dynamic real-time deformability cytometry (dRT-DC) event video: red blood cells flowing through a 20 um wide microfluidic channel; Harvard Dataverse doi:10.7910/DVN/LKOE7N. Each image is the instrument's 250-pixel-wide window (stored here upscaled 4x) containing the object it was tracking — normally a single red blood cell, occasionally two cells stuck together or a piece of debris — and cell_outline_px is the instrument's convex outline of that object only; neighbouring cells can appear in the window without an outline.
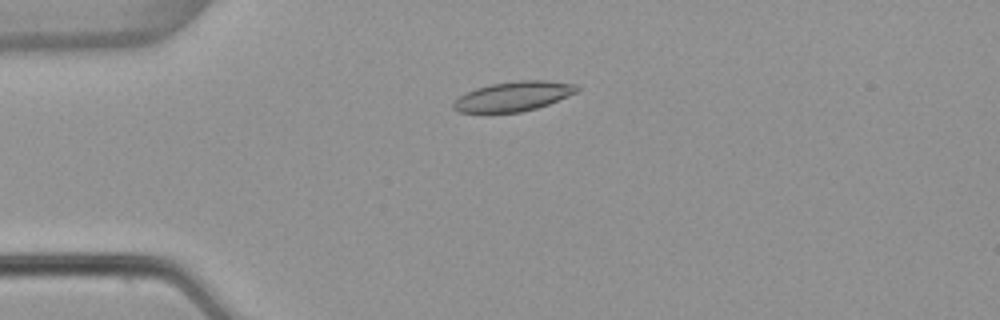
{"species": "common noctule bat (a hibernating species)", "species_latin": "Nyctalus noctula", "temperature_condition": "warm", "stored_images_in_passage": 53, "camera_frame_rate_fps": 3000, "um_per_image_px": 0.085, "animal": {"sex": "female", "body_mass_g": 22.7, "forearm_length_mm": 54.2}, "frame": {"image": 1, "passage_image": 13, "time_ms": 4.0, "image_size_px": [1000, 320], "cell_outline_px": [[580, 88], [576, 92], [548, 104], [536, 108], [520, 112], [460, 112], [452, 108], [452, 104], [460, 96], [476, 88], [492, 84], [520, 80], [548, 80], [576, 84]], "centroid_in_image_um": [43.66, 8.18], "position_along_channel_um": 41.3, "area_um2": 21.04}}
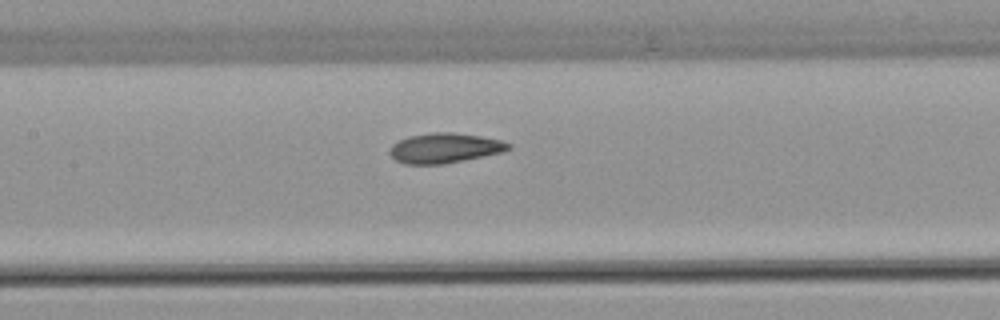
{"frame": {"image": 2, "passage_image": 25, "time_ms": 8.0, "image_size_px": [1000, 320], "cell_outline_px": [[512, 148], [504, 152], [444, 164], [404, 164], [396, 160], [388, 152], [392, 144], [408, 136], [428, 132], [452, 132], [480, 136], [500, 140], [512, 144]], "centroid_in_image_um": [37.8, 12.58], "position_along_channel_um": 169.6, "area_um2": 20.87}}
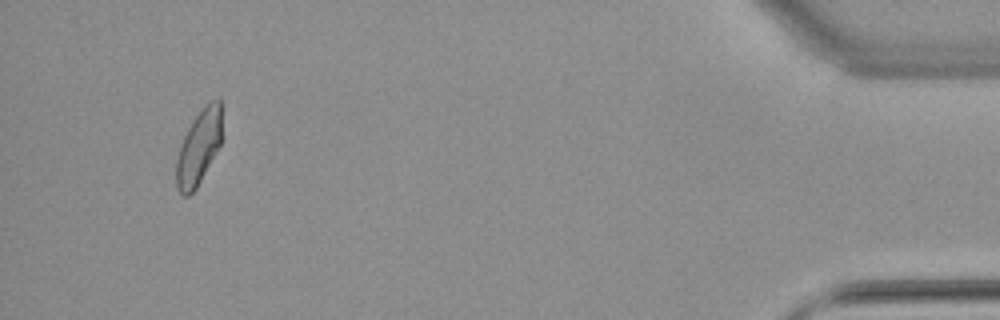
{"frame": {"image": 3, "passage_image": 50, "time_ms": 16.333, "image_size_px": [1000, 320], "cell_outline_px": [[220, 144], [196, 188], [188, 196], [184, 196], [176, 188], [176, 160], [180, 144], [188, 128], [204, 104], [208, 100], [220, 96]], "centroid_in_image_um": [16.87, 12.5], "position_along_channel_um": 418.3, "area_um2": 19.54}, "authors_computed_cell_mechanics": {"area_um2": 20.7502, "velocity_mm_per_s": 3.8697, "shape_relaxation_time_tau1_ms": null, "shape_relaxation_time_tau2_ms": 1.6603, "deformation_change_tau1": null, "deformation_change_tau2": 0.0666}}